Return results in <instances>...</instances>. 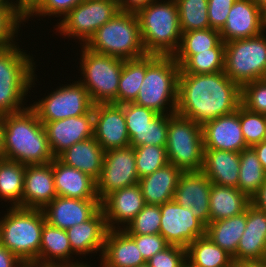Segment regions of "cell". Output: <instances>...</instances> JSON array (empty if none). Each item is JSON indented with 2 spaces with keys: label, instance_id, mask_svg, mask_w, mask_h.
Instances as JSON below:
<instances>
[{
  "label": "cell",
  "instance_id": "cell-27",
  "mask_svg": "<svg viewBox=\"0 0 266 267\" xmlns=\"http://www.w3.org/2000/svg\"><path fill=\"white\" fill-rule=\"evenodd\" d=\"M240 153L204 149L201 171L214 184L228 187L238 186Z\"/></svg>",
  "mask_w": 266,
  "mask_h": 267
},
{
  "label": "cell",
  "instance_id": "cell-45",
  "mask_svg": "<svg viewBox=\"0 0 266 267\" xmlns=\"http://www.w3.org/2000/svg\"><path fill=\"white\" fill-rule=\"evenodd\" d=\"M241 104L251 112L266 115V81L261 79L245 84Z\"/></svg>",
  "mask_w": 266,
  "mask_h": 267
},
{
  "label": "cell",
  "instance_id": "cell-24",
  "mask_svg": "<svg viewBox=\"0 0 266 267\" xmlns=\"http://www.w3.org/2000/svg\"><path fill=\"white\" fill-rule=\"evenodd\" d=\"M102 267H138L145 264L135 241L123 230H108L100 259Z\"/></svg>",
  "mask_w": 266,
  "mask_h": 267
},
{
  "label": "cell",
  "instance_id": "cell-34",
  "mask_svg": "<svg viewBox=\"0 0 266 267\" xmlns=\"http://www.w3.org/2000/svg\"><path fill=\"white\" fill-rule=\"evenodd\" d=\"M25 164L3 158L0 161V198L11 207H22Z\"/></svg>",
  "mask_w": 266,
  "mask_h": 267
},
{
  "label": "cell",
  "instance_id": "cell-60",
  "mask_svg": "<svg viewBox=\"0 0 266 267\" xmlns=\"http://www.w3.org/2000/svg\"><path fill=\"white\" fill-rule=\"evenodd\" d=\"M259 8L266 4V0H252Z\"/></svg>",
  "mask_w": 266,
  "mask_h": 267
},
{
  "label": "cell",
  "instance_id": "cell-29",
  "mask_svg": "<svg viewBox=\"0 0 266 267\" xmlns=\"http://www.w3.org/2000/svg\"><path fill=\"white\" fill-rule=\"evenodd\" d=\"M105 151L94 137L75 143L56 158L63 164L78 169L97 181L100 178Z\"/></svg>",
  "mask_w": 266,
  "mask_h": 267
},
{
  "label": "cell",
  "instance_id": "cell-1",
  "mask_svg": "<svg viewBox=\"0 0 266 267\" xmlns=\"http://www.w3.org/2000/svg\"><path fill=\"white\" fill-rule=\"evenodd\" d=\"M241 94L242 88L224 71L179 73L176 114L203 126L237 110L241 105Z\"/></svg>",
  "mask_w": 266,
  "mask_h": 267
},
{
  "label": "cell",
  "instance_id": "cell-37",
  "mask_svg": "<svg viewBox=\"0 0 266 267\" xmlns=\"http://www.w3.org/2000/svg\"><path fill=\"white\" fill-rule=\"evenodd\" d=\"M239 168L237 188L250 198L266 180V172L251 147L240 152Z\"/></svg>",
  "mask_w": 266,
  "mask_h": 267
},
{
  "label": "cell",
  "instance_id": "cell-25",
  "mask_svg": "<svg viewBox=\"0 0 266 267\" xmlns=\"http://www.w3.org/2000/svg\"><path fill=\"white\" fill-rule=\"evenodd\" d=\"M57 196L73 199H98L96 181L84 172L69 167L57 158L52 161Z\"/></svg>",
  "mask_w": 266,
  "mask_h": 267
},
{
  "label": "cell",
  "instance_id": "cell-52",
  "mask_svg": "<svg viewBox=\"0 0 266 267\" xmlns=\"http://www.w3.org/2000/svg\"><path fill=\"white\" fill-rule=\"evenodd\" d=\"M250 204L266 213V180L250 197Z\"/></svg>",
  "mask_w": 266,
  "mask_h": 267
},
{
  "label": "cell",
  "instance_id": "cell-59",
  "mask_svg": "<svg viewBox=\"0 0 266 267\" xmlns=\"http://www.w3.org/2000/svg\"><path fill=\"white\" fill-rule=\"evenodd\" d=\"M260 16H261V28L262 31L266 34V4L260 8Z\"/></svg>",
  "mask_w": 266,
  "mask_h": 267
},
{
  "label": "cell",
  "instance_id": "cell-19",
  "mask_svg": "<svg viewBox=\"0 0 266 267\" xmlns=\"http://www.w3.org/2000/svg\"><path fill=\"white\" fill-rule=\"evenodd\" d=\"M204 149L240 153L249 148L239 121V107L234 112L208 121L202 126Z\"/></svg>",
  "mask_w": 266,
  "mask_h": 267
},
{
  "label": "cell",
  "instance_id": "cell-26",
  "mask_svg": "<svg viewBox=\"0 0 266 267\" xmlns=\"http://www.w3.org/2000/svg\"><path fill=\"white\" fill-rule=\"evenodd\" d=\"M266 259V213L249 204L246 229L237 247V261Z\"/></svg>",
  "mask_w": 266,
  "mask_h": 267
},
{
  "label": "cell",
  "instance_id": "cell-36",
  "mask_svg": "<svg viewBox=\"0 0 266 267\" xmlns=\"http://www.w3.org/2000/svg\"><path fill=\"white\" fill-rule=\"evenodd\" d=\"M146 75V55L137 59L125 60L119 79L117 104L134 102Z\"/></svg>",
  "mask_w": 266,
  "mask_h": 267
},
{
  "label": "cell",
  "instance_id": "cell-44",
  "mask_svg": "<svg viewBox=\"0 0 266 267\" xmlns=\"http://www.w3.org/2000/svg\"><path fill=\"white\" fill-rule=\"evenodd\" d=\"M239 121L246 145L252 147L263 141L266 131V115L239 106Z\"/></svg>",
  "mask_w": 266,
  "mask_h": 267
},
{
  "label": "cell",
  "instance_id": "cell-17",
  "mask_svg": "<svg viewBox=\"0 0 266 267\" xmlns=\"http://www.w3.org/2000/svg\"><path fill=\"white\" fill-rule=\"evenodd\" d=\"M41 122L44 124L50 149L55 158L75 143L94 137L93 109L81 116Z\"/></svg>",
  "mask_w": 266,
  "mask_h": 267
},
{
  "label": "cell",
  "instance_id": "cell-65",
  "mask_svg": "<svg viewBox=\"0 0 266 267\" xmlns=\"http://www.w3.org/2000/svg\"><path fill=\"white\" fill-rule=\"evenodd\" d=\"M263 141L266 142V131H265V136H264Z\"/></svg>",
  "mask_w": 266,
  "mask_h": 267
},
{
  "label": "cell",
  "instance_id": "cell-64",
  "mask_svg": "<svg viewBox=\"0 0 266 267\" xmlns=\"http://www.w3.org/2000/svg\"><path fill=\"white\" fill-rule=\"evenodd\" d=\"M183 267H191L188 263H186Z\"/></svg>",
  "mask_w": 266,
  "mask_h": 267
},
{
  "label": "cell",
  "instance_id": "cell-9",
  "mask_svg": "<svg viewBox=\"0 0 266 267\" xmlns=\"http://www.w3.org/2000/svg\"><path fill=\"white\" fill-rule=\"evenodd\" d=\"M166 151L169 163L183 172L201 171L204 158L202 126L178 114H168Z\"/></svg>",
  "mask_w": 266,
  "mask_h": 267
},
{
  "label": "cell",
  "instance_id": "cell-57",
  "mask_svg": "<svg viewBox=\"0 0 266 267\" xmlns=\"http://www.w3.org/2000/svg\"><path fill=\"white\" fill-rule=\"evenodd\" d=\"M18 267H62V266L42 263L38 261H21Z\"/></svg>",
  "mask_w": 266,
  "mask_h": 267
},
{
  "label": "cell",
  "instance_id": "cell-35",
  "mask_svg": "<svg viewBox=\"0 0 266 267\" xmlns=\"http://www.w3.org/2000/svg\"><path fill=\"white\" fill-rule=\"evenodd\" d=\"M221 41L219 30L212 28L191 30L182 33L179 48L173 56L181 67L192 55L209 51L215 48Z\"/></svg>",
  "mask_w": 266,
  "mask_h": 267
},
{
  "label": "cell",
  "instance_id": "cell-11",
  "mask_svg": "<svg viewBox=\"0 0 266 267\" xmlns=\"http://www.w3.org/2000/svg\"><path fill=\"white\" fill-rule=\"evenodd\" d=\"M120 12L117 0H83L56 25L63 37L86 45L95 32ZM83 42V43H82Z\"/></svg>",
  "mask_w": 266,
  "mask_h": 267
},
{
  "label": "cell",
  "instance_id": "cell-28",
  "mask_svg": "<svg viewBox=\"0 0 266 267\" xmlns=\"http://www.w3.org/2000/svg\"><path fill=\"white\" fill-rule=\"evenodd\" d=\"M183 171L168 163L152 174L139 179L145 204L162 205L172 201Z\"/></svg>",
  "mask_w": 266,
  "mask_h": 267
},
{
  "label": "cell",
  "instance_id": "cell-18",
  "mask_svg": "<svg viewBox=\"0 0 266 267\" xmlns=\"http://www.w3.org/2000/svg\"><path fill=\"white\" fill-rule=\"evenodd\" d=\"M144 205L145 201L139 184L114 191L100 202L109 230L125 229Z\"/></svg>",
  "mask_w": 266,
  "mask_h": 267
},
{
  "label": "cell",
  "instance_id": "cell-13",
  "mask_svg": "<svg viewBox=\"0 0 266 267\" xmlns=\"http://www.w3.org/2000/svg\"><path fill=\"white\" fill-rule=\"evenodd\" d=\"M139 183L134 147L111 149L104 153L96 194L101 202L110 193Z\"/></svg>",
  "mask_w": 266,
  "mask_h": 267
},
{
  "label": "cell",
  "instance_id": "cell-46",
  "mask_svg": "<svg viewBox=\"0 0 266 267\" xmlns=\"http://www.w3.org/2000/svg\"><path fill=\"white\" fill-rule=\"evenodd\" d=\"M83 0H40L26 15L25 20L32 16L46 15L62 17V19Z\"/></svg>",
  "mask_w": 266,
  "mask_h": 267
},
{
  "label": "cell",
  "instance_id": "cell-39",
  "mask_svg": "<svg viewBox=\"0 0 266 267\" xmlns=\"http://www.w3.org/2000/svg\"><path fill=\"white\" fill-rule=\"evenodd\" d=\"M182 33L209 29L208 0H175Z\"/></svg>",
  "mask_w": 266,
  "mask_h": 267
},
{
  "label": "cell",
  "instance_id": "cell-8",
  "mask_svg": "<svg viewBox=\"0 0 266 267\" xmlns=\"http://www.w3.org/2000/svg\"><path fill=\"white\" fill-rule=\"evenodd\" d=\"M80 69L83 79L78 80L94 104H117L119 79L125 60L81 48Z\"/></svg>",
  "mask_w": 266,
  "mask_h": 267
},
{
  "label": "cell",
  "instance_id": "cell-33",
  "mask_svg": "<svg viewBox=\"0 0 266 267\" xmlns=\"http://www.w3.org/2000/svg\"><path fill=\"white\" fill-rule=\"evenodd\" d=\"M191 267H233V258L207 235L198 237L186 248Z\"/></svg>",
  "mask_w": 266,
  "mask_h": 267
},
{
  "label": "cell",
  "instance_id": "cell-16",
  "mask_svg": "<svg viewBox=\"0 0 266 267\" xmlns=\"http://www.w3.org/2000/svg\"><path fill=\"white\" fill-rule=\"evenodd\" d=\"M212 182L202 171L183 172L174 192L173 200L185 208H190L193 216L205 226L210 223V190Z\"/></svg>",
  "mask_w": 266,
  "mask_h": 267
},
{
  "label": "cell",
  "instance_id": "cell-50",
  "mask_svg": "<svg viewBox=\"0 0 266 267\" xmlns=\"http://www.w3.org/2000/svg\"><path fill=\"white\" fill-rule=\"evenodd\" d=\"M237 0H208V19L210 28L221 30L228 18V14Z\"/></svg>",
  "mask_w": 266,
  "mask_h": 267
},
{
  "label": "cell",
  "instance_id": "cell-12",
  "mask_svg": "<svg viewBox=\"0 0 266 267\" xmlns=\"http://www.w3.org/2000/svg\"><path fill=\"white\" fill-rule=\"evenodd\" d=\"M55 90L41 100L30 104L40 121H57L81 116L93 109L94 103L87 89L79 81Z\"/></svg>",
  "mask_w": 266,
  "mask_h": 267
},
{
  "label": "cell",
  "instance_id": "cell-61",
  "mask_svg": "<svg viewBox=\"0 0 266 267\" xmlns=\"http://www.w3.org/2000/svg\"><path fill=\"white\" fill-rule=\"evenodd\" d=\"M91 264L88 265V263H83V264H80V265H76V266H69V267H91L90 266ZM94 267V266H93ZM99 267H102L101 265Z\"/></svg>",
  "mask_w": 266,
  "mask_h": 267
},
{
  "label": "cell",
  "instance_id": "cell-21",
  "mask_svg": "<svg viewBox=\"0 0 266 267\" xmlns=\"http://www.w3.org/2000/svg\"><path fill=\"white\" fill-rule=\"evenodd\" d=\"M55 197L52 162L26 165L22 208L43 210Z\"/></svg>",
  "mask_w": 266,
  "mask_h": 267
},
{
  "label": "cell",
  "instance_id": "cell-47",
  "mask_svg": "<svg viewBox=\"0 0 266 267\" xmlns=\"http://www.w3.org/2000/svg\"><path fill=\"white\" fill-rule=\"evenodd\" d=\"M150 267H183L187 263L186 248L168 245L146 261Z\"/></svg>",
  "mask_w": 266,
  "mask_h": 267
},
{
  "label": "cell",
  "instance_id": "cell-7",
  "mask_svg": "<svg viewBox=\"0 0 266 267\" xmlns=\"http://www.w3.org/2000/svg\"><path fill=\"white\" fill-rule=\"evenodd\" d=\"M85 46L93 52L122 60L147 55L135 12L120 11L102 25Z\"/></svg>",
  "mask_w": 266,
  "mask_h": 267
},
{
  "label": "cell",
  "instance_id": "cell-10",
  "mask_svg": "<svg viewBox=\"0 0 266 267\" xmlns=\"http://www.w3.org/2000/svg\"><path fill=\"white\" fill-rule=\"evenodd\" d=\"M224 73L241 88L266 73V35L225 43Z\"/></svg>",
  "mask_w": 266,
  "mask_h": 267
},
{
  "label": "cell",
  "instance_id": "cell-14",
  "mask_svg": "<svg viewBox=\"0 0 266 267\" xmlns=\"http://www.w3.org/2000/svg\"><path fill=\"white\" fill-rule=\"evenodd\" d=\"M160 234L169 245L187 248L198 237L206 235V226L174 200L160 205Z\"/></svg>",
  "mask_w": 266,
  "mask_h": 267
},
{
  "label": "cell",
  "instance_id": "cell-51",
  "mask_svg": "<svg viewBox=\"0 0 266 267\" xmlns=\"http://www.w3.org/2000/svg\"><path fill=\"white\" fill-rule=\"evenodd\" d=\"M156 0H117L120 11L137 12Z\"/></svg>",
  "mask_w": 266,
  "mask_h": 267
},
{
  "label": "cell",
  "instance_id": "cell-43",
  "mask_svg": "<svg viewBox=\"0 0 266 267\" xmlns=\"http://www.w3.org/2000/svg\"><path fill=\"white\" fill-rule=\"evenodd\" d=\"M160 205L145 204L143 209L123 229L128 235L160 234Z\"/></svg>",
  "mask_w": 266,
  "mask_h": 267
},
{
  "label": "cell",
  "instance_id": "cell-62",
  "mask_svg": "<svg viewBox=\"0 0 266 267\" xmlns=\"http://www.w3.org/2000/svg\"><path fill=\"white\" fill-rule=\"evenodd\" d=\"M10 0H0V7L5 6Z\"/></svg>",
  "mask_w": 266,
  "mask_h": 267
},
{
  "label": "cell",
  "instance_id": "cell-40",
  "mask_svg": "<svg viewBox=\"0 0 266 267\" xmlns=\"http://www.w3.org/2000/svg\"><path fill=\"white\" fill-rule=\"evenodd\" d=\"M130 146L156 145L166 147L168 131V114H158L142 129H127Z\"/></svg>",
  "mask_w": 266,
  "mask_h": 267
},
{
  "label": "cell",
  "instance_id": "cell-31",
  "mask_svg": "<svg viewBox=\"0 0 266 267\" xmlns=\"http://www.w3.org/2000/svg\"><path fill=\"white\" fill-rule=\"evenodd\" d=\"M250 198L236 187L212 183L210 190V222L227 219L245 212Z\"/></svg>",
  "mask_w": 266,
  "mask_h": 267
},
{
  "label": "cell",
  "instance_id": "cell-56",
  "mask_svg": "<svg viewBox=\"0 0 266 267\" xmlns=\"http://www.w3.org/2000/svg\"><path fill=\"white\" fill-rule=\"evenodd\" d=\"M40 0H16L18 8L26 15Z\"/></svg>",
  "mask_w": 266,
  "mask_h": 267
},
{
  "label": "cell",
  "instance_id": "cell-41",
  "mask_svg": "<svg viewBox=\"0 0 266 267\" xmlns=\"http://www.w3.org/2000/svg\"><path fill=\"white\" fill-rule=\"evenodd\" d=\"M25 21V14L13 0L0 7V50L18 43L15 42V34H18L19 26Z\"/></svg>",
  "mask_w": 266,
  "mask_h": 267
},
{
  "label": "cell",
  "instance_id": "cell-48",
  "mask_svg": "<svg viewBox=\"0 0 266 267\" xmlns=\"http://www.w3.org/2000/svg\"><path fill=\"white\" fill-rule=\"evenodd\" d=\"M121 106L123 107L127 129H142L158 115L154 110L137 105L134 102L121 104Z\"/></svg>",
  "mask_w": 266,
  "mask_h": 267
},
{
  "label": "cell",
  "instance_id": "cell-58",
  "mask_svg": "<svg viewBox=\"0 0 266 267\" xmlns=\"http://www.w3.org/2000/svg\"><path fill=\"white\" fill-rule=\"evenodd\" d=\"M5 115L0 113V157H3V129Z\"/></svg>",
  "mask_w": 266,
  "mask_h": 267
},
{
  "label": "cell",
  "instance_id": "cell-22",
  "mask_svg": "<svg viewBox=\"0 0 266 267\" xmlns=\"http://www.w3.org/2000/svg\"><path fill=\"white\" fill-rule=\"evenodd\" d=\"M219 32L224 43L261 34L260 8L252 0H237Z\"/></svg>",
  "mask_w": 266,
  "mask_h": 267
},
{
  "label": "cell",
  "instance_id": "cell-66",
  "mask_svg": "<svg viewBox=\"0 0 266 267\" xmlns=\"http://www.w3.org/2000/svg\"><path fill=\"white\" fill-rule=\"evenodd\" d=\"M263 80H265V81H266V73H265V75H264V77H263Z\"/></svg>",
  "mask_w": 266,
  "mask_h": 267
},
{
  "label": "cell",
  "instance_id": "cell-30",
  "mask_svg": "<svg viewBox=\"0 0 266 267\" xmlns=\"http://www.w3.org/2000/svg\"><path fill=\"white\" fill-rule=\"evenodd\" d=\"M73 254L66 230L57 228L45 221L42 229L38 262L62 267L76 266L84 263V261L73 262L70 259L71 257L74 258Z\"/></svg>",
  "mask_w": 266,
  "mask_h": 267
},
{
  "label": "cell",
  "instance_id": "cell-6",
  "mask_svg": "<svg viewBox=\"0 0 266 267\" xmlns=\"http://www.w3.org/2000/svg\"><path fill=\"white\" fill-rule=\"evenodd\" d=\"M45 221L40 209L9 207L0 218V243L20 261H38Z\"/></svg>",
  "mask_w": 266,
  "mask_h": 267
},
{
  "label": "cell",
  "instance_id": "cell-32",
  "mask_svg": "<svg viewBox=\"0 0 266 267\" xmlns=\"http://www.w3.org/2000/svg\"><path fill=\"white\" fill-rule=\"evenodd\" d=\"M246 221L247 208L240 215L210 222L206 226L207 237L230 254L234 262L237 261V247L246 229Z\"/></svg>",
  "mask_w": 266,
  "mask_h": 267
},
{
  "label": "cell",
  "instance_id": "cell-4",
  "mask_svg": "<svg viewBox=\"0 0 266 267\" xmlns=\"http://www.w3.org/2000/svg\"><path fill=\"white\" fill-rule=\"evenodd\" d=\"M179 73L180 66L174 56L147 54L146 75L134 103L158 114H175Z\"/></svg>",
  "mask_w": 266,
  "mask_h": 267
},
{
  "label": "cell",
  "instance_id": "cell-5",
  "mask_svg": "<svg viewBox=\"0 0 266 267\" xmlns=\"http://www.w3.org/2000/svg\"><path fill=\"white\" fill-rule=\"evenodd\" d=\"M19 47L14 44L0 50V113L4 115L27 109L23 100L36 84L34 59Z\"/></svg>",
  "mask_w": 266,
  "mask_h": 267
},
{
  "label": "cell",
  "instance_id": "cell-3",
  "mask_svg": "<svg viewBox=\"0 0 266 267\" xmlns=\"http://www.w3.org/2000/svg\"><path fill=\"white\" fill-rule=\"evenodd\" d=\"M136 14L146 53L173 56L182 36L176 1L156 0L139 9Z\"/></svg>",
  "mask_w": 266,
  "mask_h": 267
},
{
  "label": "cell",
  "instance_id": "cell-54",
  "mask_svg": "<svg viewBox=\"0 0 266 267\" xmlns=\"http://www.w3.org/2000/svg\"><path fill=\"white\" fill-rule=\"evenodd\" d=\"M251 148L257 154V158L259 159L264 171L266 172V142L262 141L258 144H255Z\"/></svg>",
  "mask_w": 266,
  "mask_h": 267
},
{
  "label": "cell",
  "instance_id": "cell-38",
  "mask_svg": "<svg viewBox=\"0 0 266 267\" xmlns=\"http://www.w3.org/2000/svg\"><path fill=\"white\" fill-rule=\"evenodd\" d=\"M225 43L215 48L192 55L181 67L180 73L207 74L224 71Z\"/></svg>",
  "mask_w": 266,
  "mask_h": 267
},
{
  "label": "cell",
  "instance_id": "cell-20",
  "mask_svg": "<svg viewBox=\"0 0 266 267\" xmlns=\"http://www.w3.org/2000/svg\"><path fill=\"white\" fill-rule=\"evenodd\" d=\"M99 209V199H73L57 196L42 211L46 222L66 230L89 220Z\"/></svg>",
  "mask_w": 266,
  "mask_h": 267
},
{
  "label": "cell",
  "instance_id": "cell-63",
  "mask_svg": "<svg viewBox=\"0 0 266 267\" xmlns=\"http://www.w3.org/2000/svg\"><path fill=\"white\" fill-rule=\"evenodd\" d=\"M138 267H150L147 263L139 265Z\"/></svg>",
  "mask_w": 266,
  "mask_h": 267
},
{
  "label": "cell",
  "instance_id": "cell-42",
  "mask_svg": "<svg viewBox=\"0 0 266 267\" xmlns=\"http://www.w3.org/2000/svg\"><path fill=\"white\" fill-rule=\"evenodd\" d=\"M135 165L139 179L152 174L169 163L166 147L141 145L134 147Z\"/></svg>",
  "mask_w": 266,
  "mask_h": 267
},
{
  "label": "cell",
  "instance_id": "cell-2",
  "mask_svg": "<svg viewBox=\"0 0 266 267\" xmlns=\"http://www.w3.org/2000/svg\"><path fill=\"white\" fill-rule=\"evenodd\" d=\"M3 158L25 165L47 164L55 158L44 124L29 106L14 114H5Z\"/></svg>",
  "mask_w": 266,
  "mask_h": 267
},
{
  "label": "cell",
  "instance_id": "cell-53",
  "mask_svg": "<svg viewBox=\"0 0 266 267\" xmlns=\"http://www.w3.org/2000/svg\"><path fill=\"white\" fill-rule=\"evenodd\" d=\"M20 260L0 243V267H18Z\"/></svg>",
  "mask_w": 266,
  "mask_h": 267
},
{
  "label": "cell",
  "instance_id": "cell-23",
  "mask_svg": "<svg viewBox=\"0 0 266 267\" xmlns=\"http://www.w3.org/2000/svg\"><path fill=\"white\" fill-rule=\"evenodd\" d=\"M108 230L101 208L89 220L66 229L74 255H88L100 251L101 256Z\"/></svg>",
  "mask_w": 266,
  "mask_h": 267
},
{
  "label": "cell",
  "instance_id": "cell-49",
  "mask_svg": "<svg viewBox=\"0 0 266 267\" xmlns=\"http://www.w3.org/2000/svg\"><path fill=\"white\" fill-rule=\"evenodd\" d=\"M129 236L135 241L145 261L169 245L161 234Z\"/></svg>",
  "mask_w": 266,
  "mask_h": 267
},
{
  "label": "cell",
  "instance_id": "cell-55",
  "mask_svg": "<svg viewBox=\"0 0 266 267\" xmlns=\"http://www.w3.org/2000/svg\"><path fill=\"white\" fill-rule=\"evenodd\" d=\"M233 267H266V259L236 261Z\"/></svg>",
  "mask_w": 266,
  "mask_h": 267
},
{
  "label": "cell",
  "instance_id": "cell-15",
  "mask_svg": "<svg viewBox=\"0 0 266 267\" xmlns=\"http://www.w3.org/2000/svg\"><path fill=\"white\" fill-rule=\"evenodd\" d=\"M94 138L104 150L130 146L123 107L113 103H97L93 106Z\"/></svg>",
  "mask_w": 266,
  "mask_h": 267
}]
</instances>
